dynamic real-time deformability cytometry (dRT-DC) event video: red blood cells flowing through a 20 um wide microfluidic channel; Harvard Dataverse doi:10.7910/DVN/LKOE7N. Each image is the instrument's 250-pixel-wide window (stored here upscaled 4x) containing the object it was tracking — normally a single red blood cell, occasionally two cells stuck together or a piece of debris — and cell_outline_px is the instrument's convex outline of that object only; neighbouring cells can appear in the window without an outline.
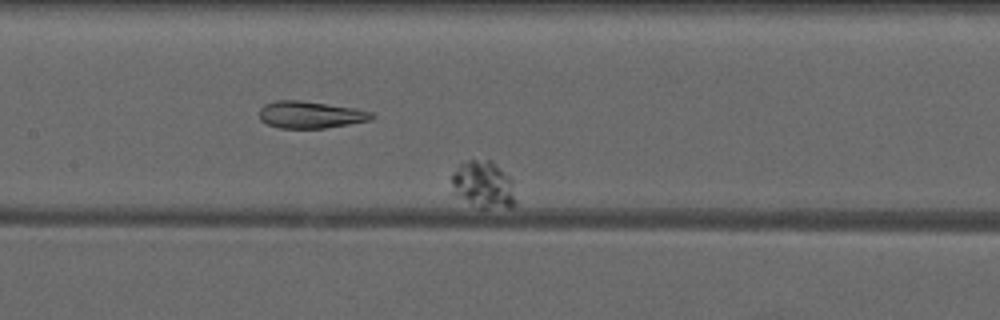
{"species": "common noctule bat (a hibernating species)", "species_latin": "Nyctalus noctula", "temperature_condition": "warm", "stored_images_in_passage": 9, "camera_frame_rate_fps": 3000, "um_per_image_px": 0.085, "animal": {"sex": "male", "forearm_length_mm": 52.5}, "frame": {"image": 1, "passage_image": 6, "time_ms": 6.333, "image_size_px": [1000, 320], "cell_outline_px": [[516, 204], [508, 208], [480, 208], [456, 196], [452, 192], [452, 176], [460, 164], [468, 160], [492, 160], [512, 180], [516, 200]], "centroid_in_image_um": [41.1, 15.71], "position_along_channel_um": 166.3, "area_um2": 17.63}}
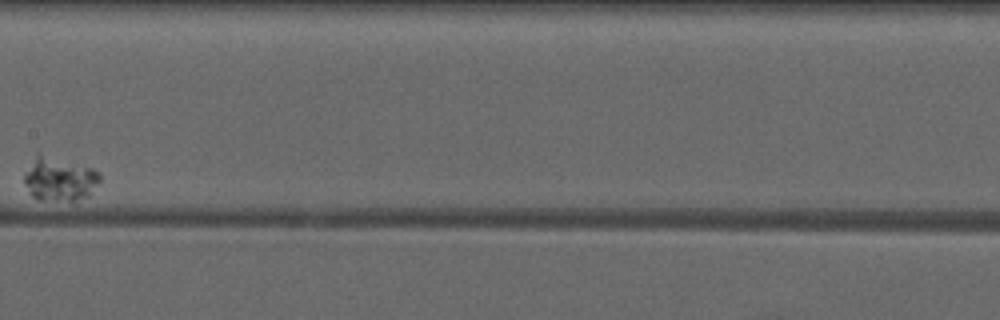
{"frame": {"image": 2, "passage_image": 7, "time_ms": 7.667, "image_size_px": [1000, 320], "cell_outline_px": [[100, 184], [88, 196], [72, 200], [40, 200], [32, 196], [24, 184], [24, 176], [36, 156], [40, 152], [92, 168], [100, 172]], "centroid_in_image_um": [5.09, 15.21], "position_along_channel_um": 202.3, "area_um2": 19.25}}
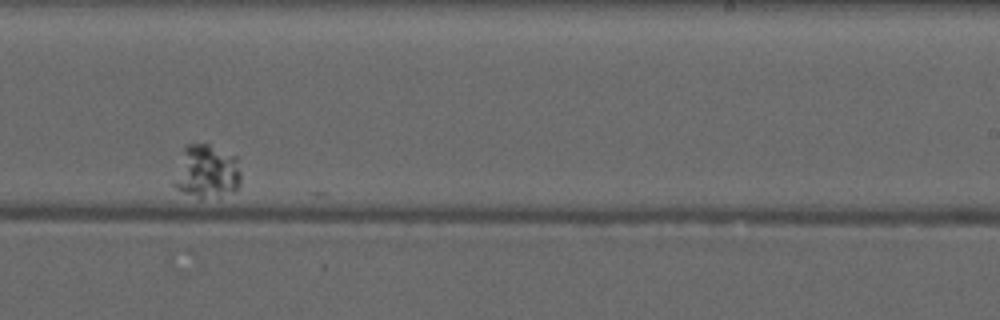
{"frame": {"image": 3, "passage_image": 9, "time_ms": 10.0, "image_size_px": [1000, 320], "cell_outline_px": [[240, 184], [236, 188], [204, 196], [200, 196], [184, 192], [176, 188], [172, 184], [184, 148], [188, 144], [208, 144], [240, 156]], "centroid_in_image_um": [17.6, 14.49], "position_along_channel_um": 271.4, "area_um2": 20.11}}